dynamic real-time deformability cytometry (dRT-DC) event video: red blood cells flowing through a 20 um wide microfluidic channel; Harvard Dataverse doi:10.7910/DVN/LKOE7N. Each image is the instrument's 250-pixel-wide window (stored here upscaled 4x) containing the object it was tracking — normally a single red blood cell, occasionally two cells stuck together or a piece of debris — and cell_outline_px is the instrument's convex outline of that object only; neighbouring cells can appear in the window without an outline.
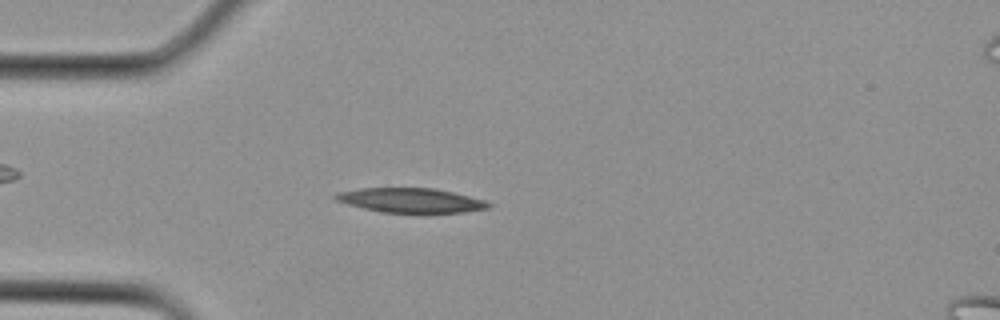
{"species": "Egyptian fruit bat (a non-hibernating species)", "species_latin": "Rousettus aegyptiacus", "temperature_condition": "cold", "stored_images_in_passage": 30, "camera_frame_rate_fps": 3000, "um_per_image_px": 0.085, "animal": {"sex": "female"}, "frame": {"image": 1, "passage_image": 8, "time_ms": 2.333, "image_size_px": [1000, 320], "cell_outline_px": [[492, 204], [488, 208], [464, 212], [384, 212], [364, 208], [348, 204], [336, 200], [332, 196], [336, 192], [360, 188], [432, 188], [452, 192], [484, 200]], "centroid_in_image_um": [34.88, 17.02], "position_along_channel_um": 50.1, "area_um2": 21.5}}
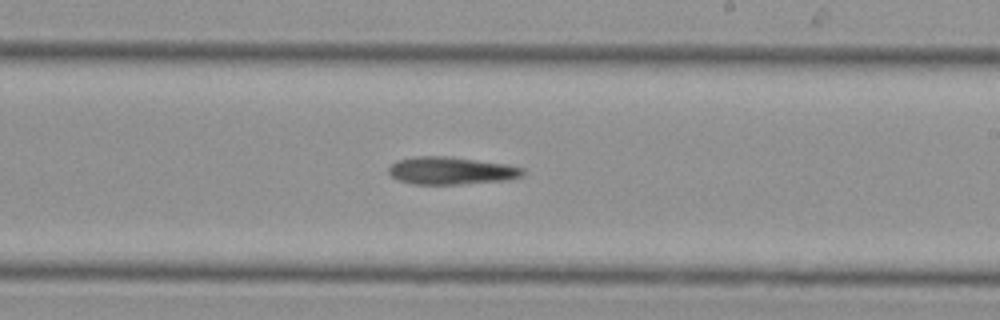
{"frame": {"image": 2, "passage_image": 18, "time_ms": 5.667, "image_size_px": [1000, 320], "cell_outline_px": [[524, 176], [508, 180], [460, 184], [412, 184], [396, 180], [388, 172], [388, 168], [396, 160], [416, 156], [448, 156], [508, 164], [524, 168]], "centroid_in_image_um": [38.35, 14.51], "position_along_channel_um": 250.6, "area_um2": 21.79}}
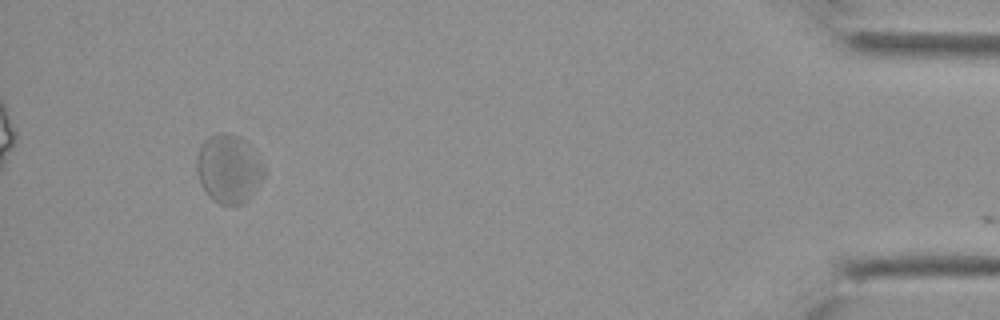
{"frame": {"image": 3, "passage_image": 29, "time_ms": 9.333, "image_size_px": [1000, 320], "cell_outline_px": [[268, 172], [248, 200], [240, 204], [220, 204], [212, 200], [208, 196], [200, 184], [196, 168], [196, 160], [200, 144], [208, 136], [216, 132], [224, 132], [236, 136], [252, 144]], "centroid_in_image_um": [19.46, 14.32], "position_along_channel_um": 415.7, "area_um2": 27.57}}